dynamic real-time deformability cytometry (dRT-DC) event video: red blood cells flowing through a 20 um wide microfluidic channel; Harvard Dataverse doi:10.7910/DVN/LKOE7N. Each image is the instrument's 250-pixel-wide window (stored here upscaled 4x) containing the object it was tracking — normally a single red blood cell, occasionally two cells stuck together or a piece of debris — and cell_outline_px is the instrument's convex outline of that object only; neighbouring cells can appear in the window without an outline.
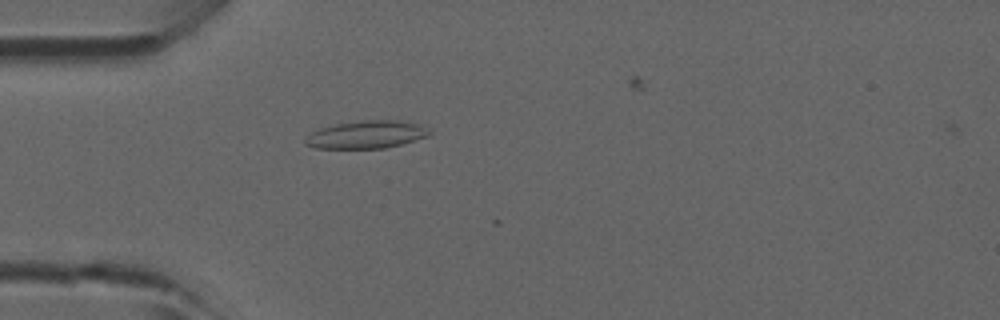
{"species": "common noctule bat (a hibernating species)", "species_latin": "Nyctalus noctula", "temperature_condition": "room temperature", "stored_images_in_passage": 4, "camera_frame_rate_fps": 3000, "um_per_image_px": 0.085, "animal": {"sex": "male", "forearm_length_mm": 52.5}, "frame": {"image": 1, "passage_image": 2, "time_ms": 0.333, "image_size_px": [1000, 320], "cell_outline_px": [[432, 132], [428, 136], [400, 144], [384, 148], [316, 148], [304, 144], [304, 140], [312, 132], [320, 128], [336, 124], [364, 120], [396, 120], [416, 124]], "centroid_in_image_um": [31.1, 11.44], "position_along_channel_um": 53.9, "area_um2": 19.65}}